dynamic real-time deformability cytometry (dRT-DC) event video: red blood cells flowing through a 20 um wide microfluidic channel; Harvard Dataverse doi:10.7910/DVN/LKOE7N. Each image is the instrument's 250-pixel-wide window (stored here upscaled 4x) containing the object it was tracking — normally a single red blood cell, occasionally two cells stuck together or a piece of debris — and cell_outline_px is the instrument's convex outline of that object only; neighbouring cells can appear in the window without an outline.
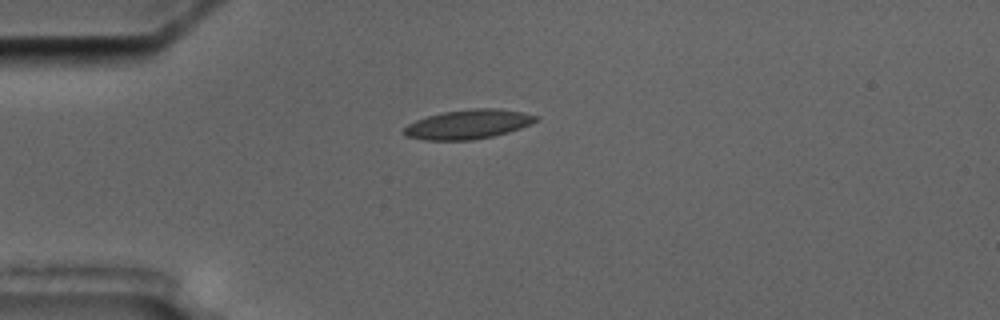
{"species": "common noctule bat (a hibernating species)", "species_latin": "Nyctalus noctula", "temperature_condition": "cold", "stored_images_in_passage": 2, "camera_frame_rate_fps": 3000, "um_per_image_px": 0.085, "animal": {"sex": "male", "body_mass_g": 17.5, "forearm_length_mm": 52.3}, "frame": {"image": 1, "passage_image": 1, "time_ms": 0.0, "image_size_px": [1000, 320], "cell_outline_px": [[540, 120], [520, 128], [508, 132], [492, 136], [472, 140], [424, 140], [404, 136], [400, 132], [408, 124], [416, 120], [428, 116], [444, 112], [472, 108], [500, 108], [524, 112], [540, 116]], "centroid_in_image_um": [39.8, 10.56], "position_along_channel_um": 45.2, "area_um2": 22.77}}